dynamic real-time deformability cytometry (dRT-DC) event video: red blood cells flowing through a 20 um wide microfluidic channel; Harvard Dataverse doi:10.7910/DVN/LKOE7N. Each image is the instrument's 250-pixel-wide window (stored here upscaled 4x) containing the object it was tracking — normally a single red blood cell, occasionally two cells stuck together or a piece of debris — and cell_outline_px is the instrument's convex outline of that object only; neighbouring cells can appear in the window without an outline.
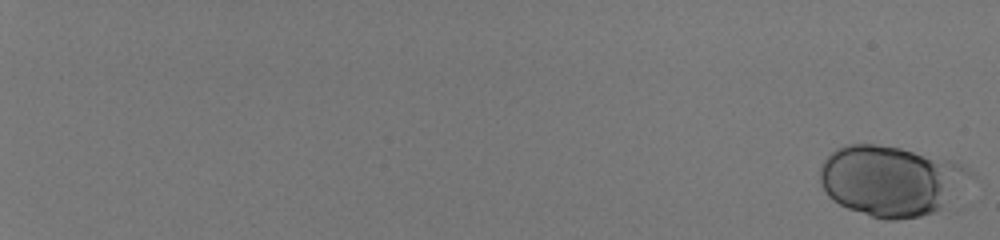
{"species": "human", "species_latin": "Homo sapiens", "temperature_condition": "room temperature", "stored_images_in_passage": 14, "camera_frame_rate_fps": 3000, "um_per_image_px": 0.085, "donor": {"sex": "male"}, "frame": {"image": 1, "passage_image": 1, "time_ms": 0.0, "image_size_px": [1000, 240], "cell_outline_px": [[976, 180], [940, 208], [932, 212], [920, 216], [896, 220], [888, 220], [872, 216], [848, 208], [832, 200], [828, 196], [820, 184], [820, 164], [836, 148], [844, 144], [876, 144], [900, 148], [952, 160], [968, 168], [976, 176]], "centroid_in_image_um": [75.77, 15.34], "position_along_channel_um": 9.2, "area_um2": 62.08}}